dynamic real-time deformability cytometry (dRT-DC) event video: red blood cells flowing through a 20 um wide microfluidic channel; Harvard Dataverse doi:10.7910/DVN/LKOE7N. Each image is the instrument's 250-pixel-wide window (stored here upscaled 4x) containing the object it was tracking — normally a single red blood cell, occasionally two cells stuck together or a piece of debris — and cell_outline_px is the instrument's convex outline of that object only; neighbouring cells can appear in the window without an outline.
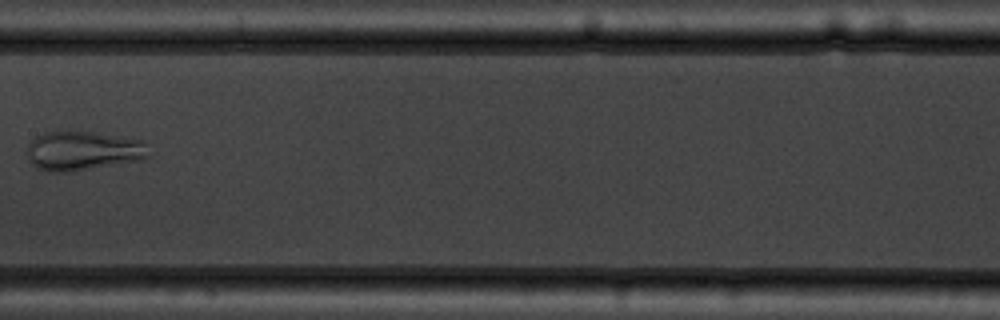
{"species": "common noctule bat (a hibernating species)", "species_latin": "Nyctalus noctula", "temperature_condition": "warm", "stored_images_in_passage": 9, "camera_frame_rate_fps": 3000, "um_per_image_px": 0.085, "animal": {"sex": "male", "body_mass_g": 19.5, "forearm_length_mm": 54.6}, "frame": {"image": 1, "passage_image": 7, "time_ms": 8.0, "image_size_px": [1000, 320], "cell_outline_px": [[148, 156], [144, 160], [72, 172], [48, 172], [36, 168], [32, 164], [28, 156], [28, 144], [36, 136], [44, 132], [68, 128], [96, 132], [140, 140]], "centroid_in_image_um": [6.98, 12.8], "position_along_channel_um": 200.4, "area_um2": 28.44}}
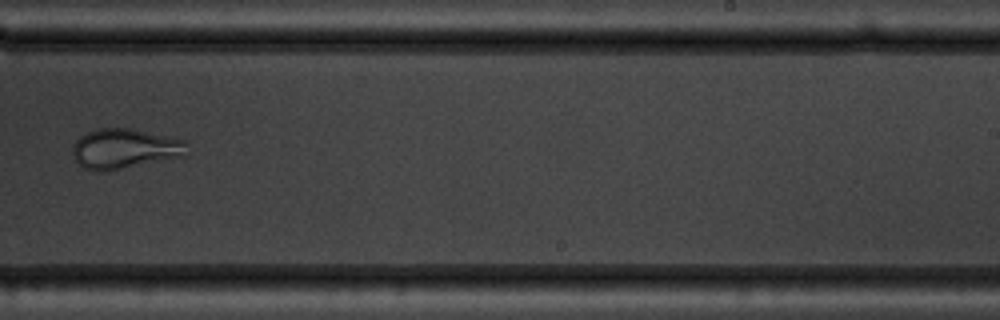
{"frame": {"image": 2, "passage_image": 9, "time_ms": 10.0, "image_size_px": [1000, 320], "cell_outline_px": [[188, 140], [184, 156], [108, 172], [96, 172], [84, 168], [76, 160], [72, 152], [72, 144], [80, 136], [96, 128], [128, 128]], "centroid_in_image_um": [10.58, 12.65], "position_along_channel_um": 278.4, "area_um2": 26.93}}